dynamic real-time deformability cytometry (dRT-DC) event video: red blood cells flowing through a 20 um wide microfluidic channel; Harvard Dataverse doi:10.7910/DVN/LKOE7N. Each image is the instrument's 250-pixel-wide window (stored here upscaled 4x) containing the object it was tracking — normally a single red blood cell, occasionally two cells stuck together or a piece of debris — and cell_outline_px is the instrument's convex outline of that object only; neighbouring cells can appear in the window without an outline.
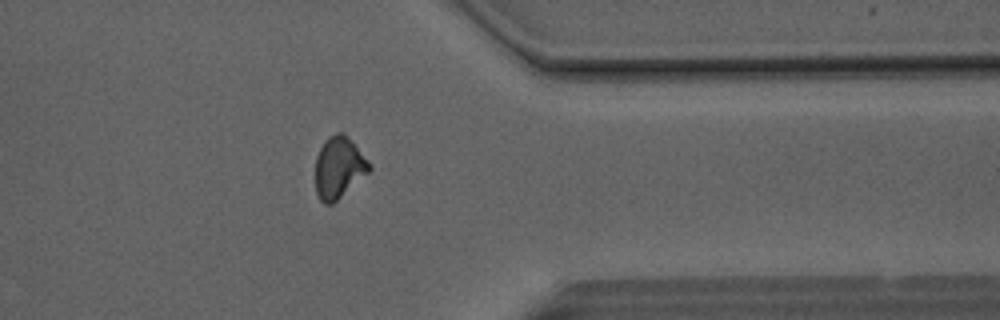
{"species": "Egyptian fruit bat (a non-hibernating species)", "species_latin": "Rousettus aegyptiacus", "temperature_condition": "room temperature", "stored_images_in_passage": 50, "camera_frame_rate_fps": 3000, "um_per_image_px": 0.085, "animal": {"sex": "male"}, "frame": {"image": 1, "passage_image": 40, "time_ms": 13.0, "image_size_px": [1000, 320], "cell_outline_px": [[372, 168], [368, 172], [332, 204], [324, 204], [320, 200], [316, 192], [316, 156], [324, 140], [328, 136], [336, 132], [344, 132]], "centroid_in_image_um": [28.75, 14.23], "position_along_channel_um": 382.6, "area_um2": 18.84}}
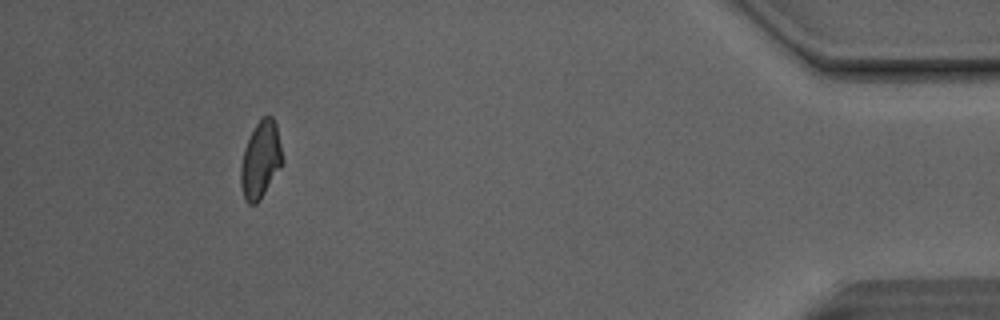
{"frame": {"image": 2, "passage_image": 46, "time_ms": 15.0, "image_size_px": [1000, 320], "cell_outline_px": [[280, 164], [260, 200], [256, 204], [248, 204], [244, 200], [240, 184], [240, 168], [244, 148], [256, 124], [264, 116], [272, 116], [276, 124], [280, 144]], "centroid_in_image_um": [22.09, 13.61], "position_along_channel_um": 413.1, "area_um2": 17.98}, "authors_computed_cell_mechanics": {"area_um2": 19.5364, "velocity_mm_per_s": 4.1533, "shape_relaxation_time_tau1_ms": 9.5819, "shape_relaxation_time_tau2_ms": 1.483, "deformation_change_tau1": 0.1447, "deformation_change_tau2": 0.0787}}